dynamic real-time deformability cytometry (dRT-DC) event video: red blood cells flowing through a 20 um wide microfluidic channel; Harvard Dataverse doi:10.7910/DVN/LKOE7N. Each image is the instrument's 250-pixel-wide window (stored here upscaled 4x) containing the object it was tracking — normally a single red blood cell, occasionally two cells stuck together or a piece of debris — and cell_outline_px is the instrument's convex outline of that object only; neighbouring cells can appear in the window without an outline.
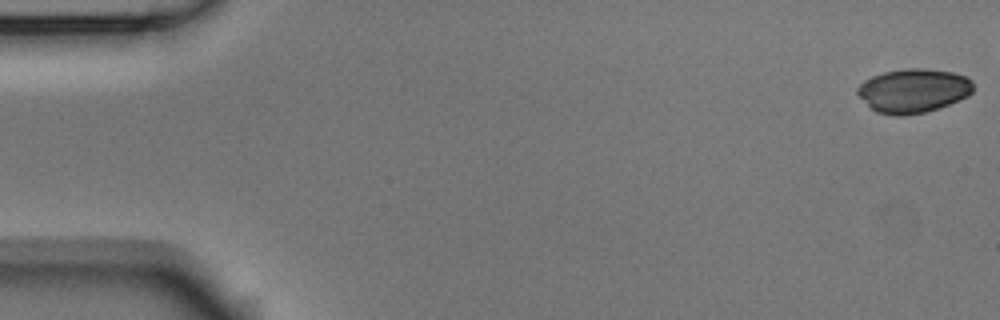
{"species": "Egyptian fruit bat (a non-hibernating species)", "species_latin": "Rousettus aegyptiacus", "temperature_condition": "room temperature", "stored_images_in_passage": 48, "camera_frame_rate_fps": 3000, "um_per_image_px": 0.085, "animal": {"sex": "male"}, "frame": {"image": 1, "passage_image": 1, "time_ms": 0.0, "image_size_px": [1000, 320], "cell_outline_px": [[972, 92], [968, 96], [948, 104], [924, 112], [900, 116], [896, 116], [876, 112], [856, 92], [856, 88], [864, 80], [872, 76], [884, 72], [904, 68], [924, 68], [952, 72], [964, 76], [972, 80]], "centroid_in_image_um": [77.62, 7.69], "position_along_channel_um": 7.4, "area_um2": 29.42}}
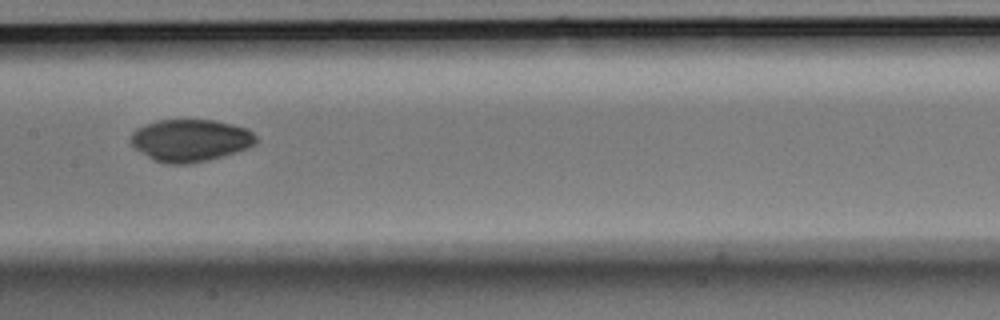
{"frame": {"image": 2, "passage_image": 27, "time_ms": 8.667, "image_size_px": [1000, 320], "cell_outline_px": [[260, 140], [256, 144], [248, 148], [236, 152], [208, 160], [192, 164], [164, 164], [152, 160], [136, 148], [132, 144], [132, 132], [136, 128], [144, 124], [156, 120], [216, 120], [248, 128]], "centroid_in_image_um": [16.21, 11.93], "position_along_channel_um": 191.2, "area_um2": 31.15}}
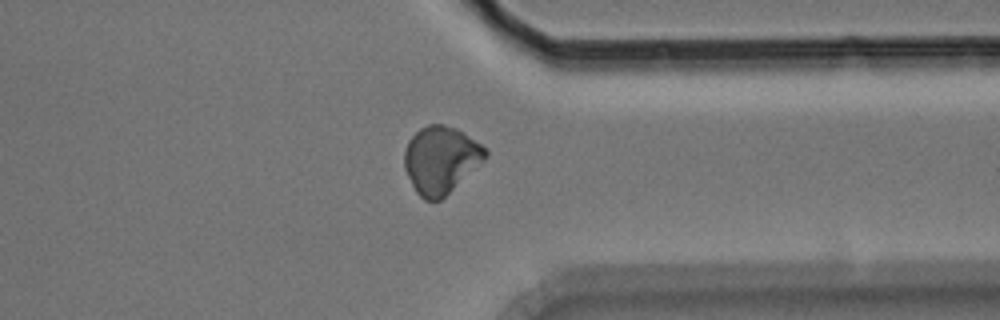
{"frame": {"image": 3, "passage_image": 42, "time_ms": 13.667, "image_size_px": [1000, 320], "cell_outline_px": [[488, 156], [480, 164], [440, 200], [424, 200], [416, 192], [404, 168], [404, 152], [408, 140], [420, 128], [428, 124], [444, 124], [456, 128], [464, 132], [488, 148]], "centroid_in_image_um": [37.47, 13.55], "position_along_channel_um": 373.9, "area_um2": 31.73}}